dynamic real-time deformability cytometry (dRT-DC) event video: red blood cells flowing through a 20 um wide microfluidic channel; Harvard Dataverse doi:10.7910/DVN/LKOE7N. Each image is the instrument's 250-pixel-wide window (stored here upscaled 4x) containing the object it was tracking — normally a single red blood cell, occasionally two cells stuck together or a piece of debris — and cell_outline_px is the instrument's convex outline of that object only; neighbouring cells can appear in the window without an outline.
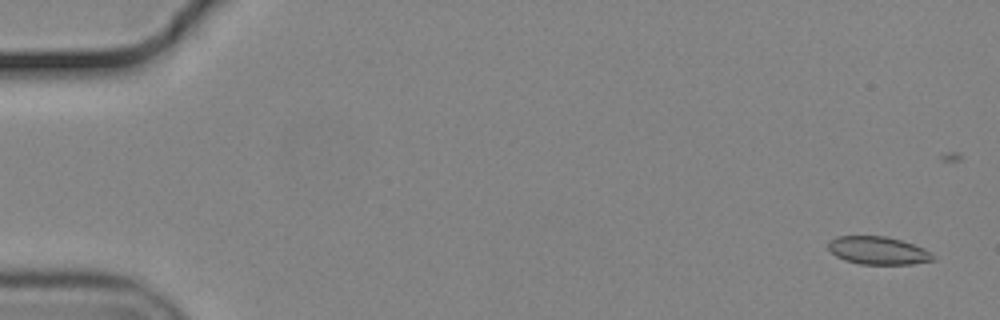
{"species": "common noctule bat (a hibernating species)", "species_latin": "Nyctalus noctula", "temperature_condition": "cold", "stored_images_in_passage": 47, "camera_frame_rate_fps": 3000, "um_per_image_px": 0.085, "animal": {"sex": "male", "body_mass_g": 19.2, "forearm_length_mm": 51.8}, "frame": {"image": 1, "passage_image": 3, "time_ms": 0.667, "image_size_px": [1000, 320], "cell_outline_px": [[936, 260], [912, 264], [860, 264], [844, 260], [836, 256], [828, 248], [828, 240], [836, 236], [884, 236], [900, 240], [924, 248], [932, 252], [936, 256]], "centroid_in_image_um": [74.65, 21.3], "position_along_channel_um": 10.3, "area_um2": 17.17}}
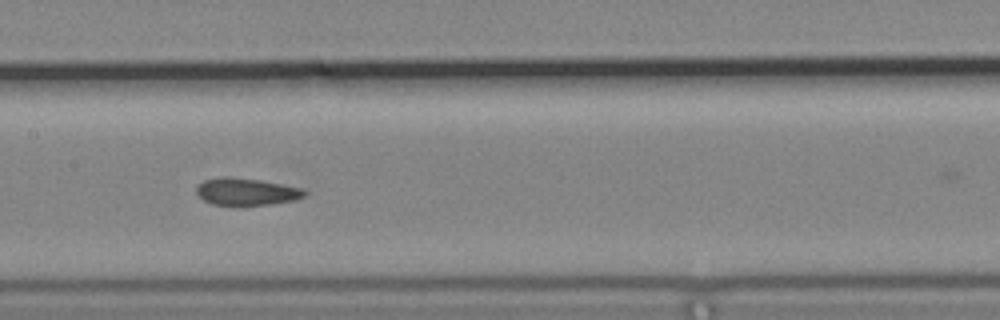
{"frame": {"image": 2, "passage_image": 29, "time_ms": 9.333, "image_size_px": [1000, 320], "cell_outline_px": [[308, 192], [304, 196], [292, 200], [272, 204], [236, 208], [232, 208], [212, 204], [204, 200], [196, 192], [196, 188], [204, 180], [220, 176], [228, 176], [260, 180], [300, 188]], "centroid_in_image_um": [20.88, 16.33], "position_along_channel_um": 186.5, "area_um2": 17.63}}
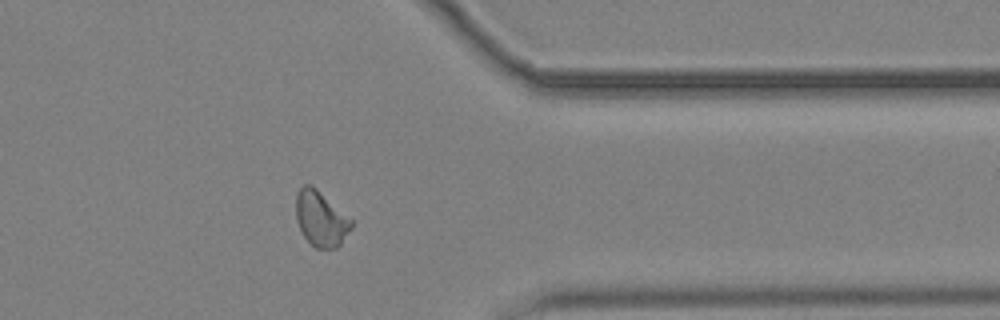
{"frame": {"image": 3, "passage_image": 46, "time_ms": 15.0, "image_size_px": [1000, 320], "cell_outline_px": [[352, 228], [340, 244], [336, 248], [316, 248], [304, 236], [296, 220], [296, 196], [300, 188], [304, 184], [312, 184], [352, 220]], "centroid_in_image_um": [27.26, 18.58], "position_along_channel_um": 384.1, "area_um2": 17.63}}